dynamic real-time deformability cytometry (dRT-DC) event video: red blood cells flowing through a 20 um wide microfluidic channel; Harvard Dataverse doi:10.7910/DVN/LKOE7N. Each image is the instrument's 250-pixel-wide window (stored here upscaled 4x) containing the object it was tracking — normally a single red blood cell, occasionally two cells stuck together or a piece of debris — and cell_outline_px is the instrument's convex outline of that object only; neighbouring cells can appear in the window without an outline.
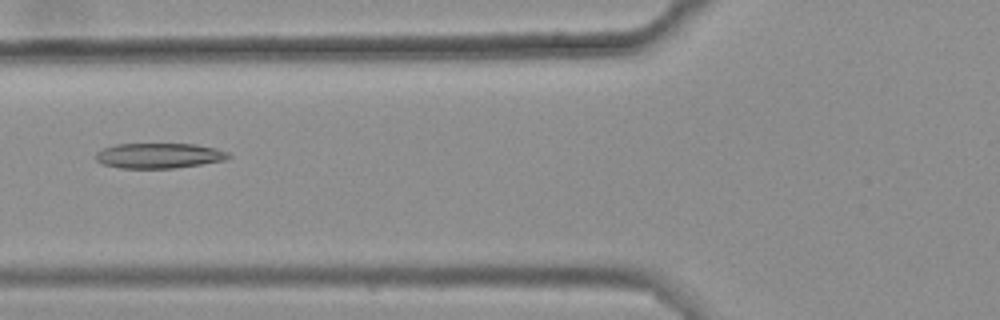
{"species": "common noctule bat (a hibernating species)", "species_latin": "Nyctalus noctula", "temperature_condition": "warm", "stored_images_in_passage": 35, "camera_frame_rate_fps": 3000, "um_per_image_px": 0.085, "animal": {"sex": "female", "body_mass_g": 25.1}, "frame": {"image": 1, "passage_image": 7, "time_ms": 2.0, "image_size_px": [1000, 320], "cell_outline_px": [[232, 156], [224, 160], [176, 168], [120, 168], [100, 164], [96, 160], [96, 152], [104, 148], [116, 144], [196, 144], [216, 148], [228, 152]], "centroid_in_image_um": [13.5, 13.23], "position_along_channel_um": 112.3, "area_um2": 19.54}}
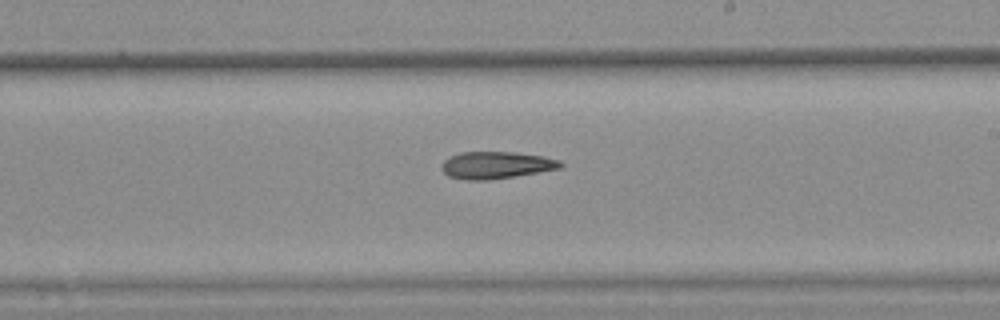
{"frame": {"image": 2, "passage_image": 18, "time_ms": 5.667, "image_size_px": [1000, 320], "cell_outline_px": [[564, 164], [560, 168], [512, 176], [484, 180], [464, 180], [448, 176], [440, 168], [444, 160], [448, 156], [460, 152], [516, 152], [544, 156], [560, 160]], "centroid_in_image_um": [42.13, 14.02], "position_along_channel_um": 246.9, "area_um2": 18.73}}
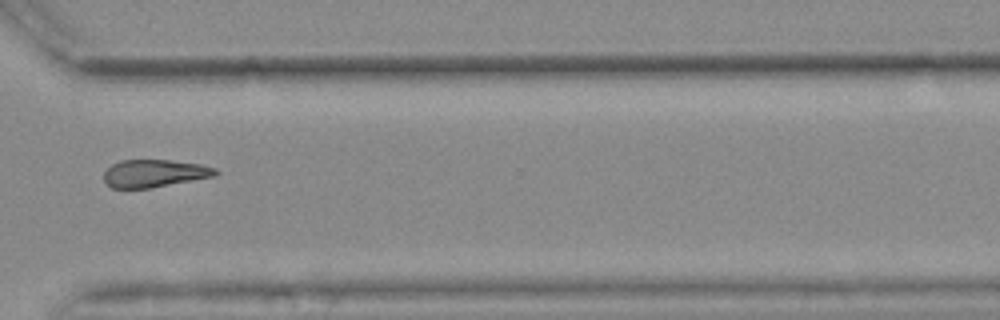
{"frame": {"image": 3, "passage_image": 27, "time_ms": 8.667, "image_size_px": [1000, 320], "cell_outline_px": [[220, 172], [216, 176], [152, 188], [112, 188], [104, 180], [104, 172], [112, 164], [120, 160], [172, 160], [200, 164], [216, 168]], "centroid_in_image_um": [13.16, 14.73], "position_along_channel_um": 357.4, "area_um2": 18.09}}